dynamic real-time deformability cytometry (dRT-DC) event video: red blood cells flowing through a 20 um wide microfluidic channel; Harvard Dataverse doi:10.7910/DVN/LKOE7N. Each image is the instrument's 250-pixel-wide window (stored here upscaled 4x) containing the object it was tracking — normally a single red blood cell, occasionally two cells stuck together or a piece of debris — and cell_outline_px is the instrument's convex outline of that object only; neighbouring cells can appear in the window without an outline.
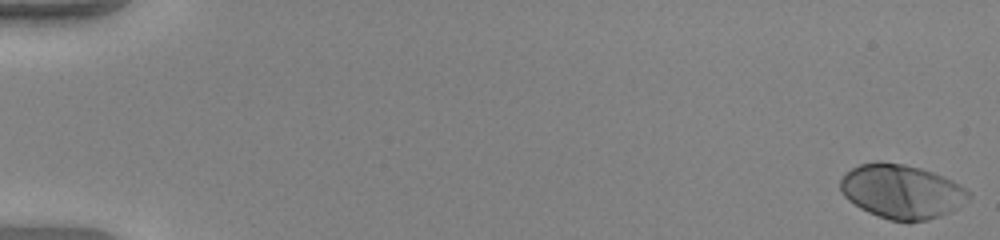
{"species": "human", "species_latin": "Homo sapiens", "temperature_condition": "warm", "stored_images_in_passage": 53, "camera_frame_rate_fps": 3000, "um_per_image_px": 0.085, "donor": {"sex": "female"}, "frame": {"image": 1, "passage_image": 1, "time_ms": 0.0, "image_size_px": [1000, 240], "cell_outline_px": [[972, 196], [968, 200], [956, 208], [940, 216], [928, 220], [908, 224], [888, 220], [868, 212], [860, 208], [848, 200], [840, 192], [840, 180], [844, 172], [860, 164], [876, 160], [880, 160], [904, 164], [920, 168], [944, 176], [952, 180], [972, 192]], "centroid_in_image_um": [76.63, 16.28], "position_along_channel_um": 8.4, "area_um2": 41.21}}
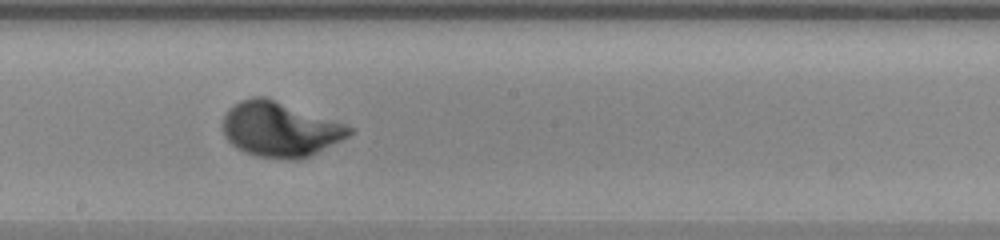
{"frame": {"image": 2, "passage_image": 31, "time_ms": 10.0, "image_size_px": [1000, 240], "cell_outline_px": [[356, 132], [300, 160], [288, 160], [256, 156], [244, 152], [236, 148], [224, 136], [224, 116], [228, 108], [240, 100], [252, 96], [264, 96], [356, 128]], "centroid_in_image_um": [23.78, 10.99], "position_along_channel_um": 224.4, "area_um2": 40.29}}
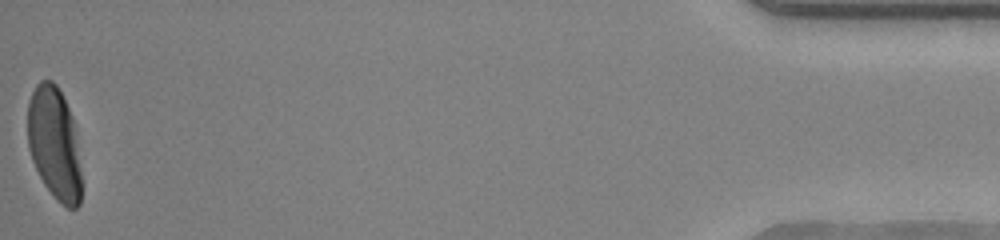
{"frame": {"image": 3, "passage_image": 53, "time_ms": 17.333, "image_size_px": [1000, 240], "cell_outline_px": [[80, 204], [76, 208], [68, 208], [56, 200], [44, 184], [32, 160], [28, 148], [28, 100], [36, 84], [40, 80], [52, 80], [56, 84], [72, 116], [80, 168]], "centroid_in_image_um": [4.59, 12.19], "position_along_channel_um": 430.6, "area_um2": 34.91}}